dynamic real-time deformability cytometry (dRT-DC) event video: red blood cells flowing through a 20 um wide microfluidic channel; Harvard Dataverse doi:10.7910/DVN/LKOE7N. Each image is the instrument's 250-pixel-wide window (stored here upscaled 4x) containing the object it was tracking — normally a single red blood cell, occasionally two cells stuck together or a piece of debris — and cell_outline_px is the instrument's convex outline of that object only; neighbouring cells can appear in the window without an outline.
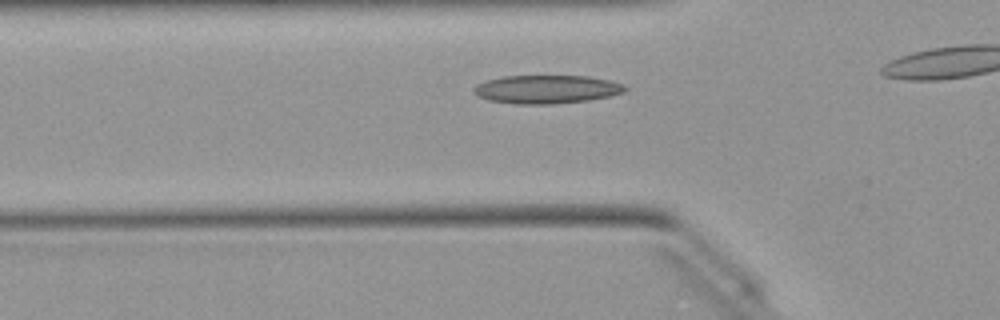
{"species": "Egyptian fruit bat (a non-hibernating species)", "species_latin": "Rousettus aegyptiacus", "temperature_condition": "warm", "stored_images_in_passage": 29, "camera_frame_rate_fps": 3000, "um_per_image_px": 0.085, "animal": {"sex": "female"}, "frame": {"image": 1, "passage_image": 6, "time_ms": 1.667, "image_size_px": [1000, 320], "cell_outline_px": [[628, 88], [624, 92], [608, 96], [588, 100], [552, 104], [512, 104], [488, 100], [472, 92], [472, 88], [476, 84], [484, 80], [504, 76], [588, 76], [608, 80], [624, 84]], "centroid_in_image_um": [46.42, 7.59], "position_along_channel_um": 79.4, "area_um2": 25.14}}
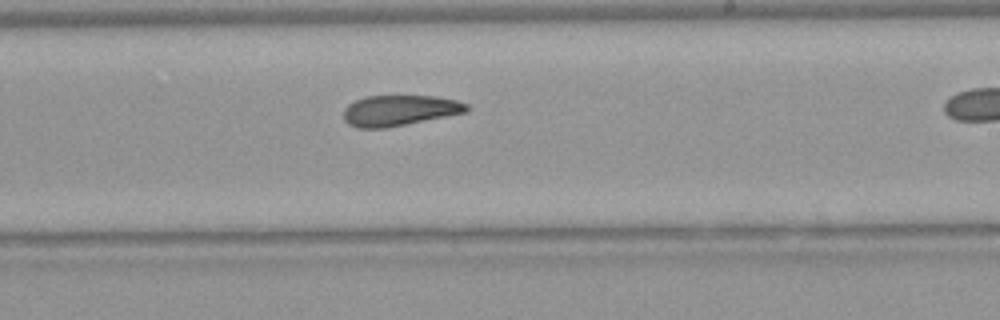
{"frame": {"image": 2, "passage_image": 19, "time_ms": 6.0, "image_size_px": [1000, 320], "cell_outline_px": [[468, 112], [388, 128], [356, 128], [348, 124], [344, 120], [344, 108], [348, 104], [364, 96], [436, 96], [456, 100], [468, 104]], "centroid_in_image_um": [33.95, 9.39], "position_along_channel_um": 255.1, "area_um2": 22.2}}
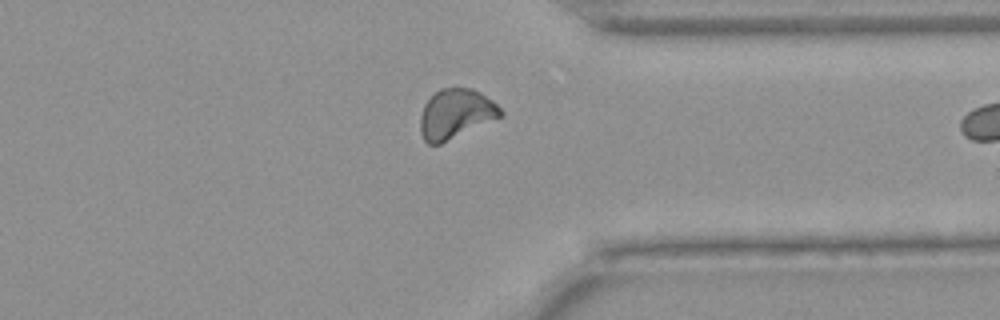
{"frame": {"image": 3, "passage_image": 28, "time_ms": 9.0, "image_size_px": [1000, 320], "cell_outline_px": [[504, 116], [440, 144], [428, 144], [424, 140], [420, 132], [420, 116], [424, 104], [440, 88], [472, 88], [480, 92], [492, 100], [504, 112]], "centroid_in_image_um": [38.75, 9.69], "position_along_channel_um": 372.7, "area_um2": 23.29}}